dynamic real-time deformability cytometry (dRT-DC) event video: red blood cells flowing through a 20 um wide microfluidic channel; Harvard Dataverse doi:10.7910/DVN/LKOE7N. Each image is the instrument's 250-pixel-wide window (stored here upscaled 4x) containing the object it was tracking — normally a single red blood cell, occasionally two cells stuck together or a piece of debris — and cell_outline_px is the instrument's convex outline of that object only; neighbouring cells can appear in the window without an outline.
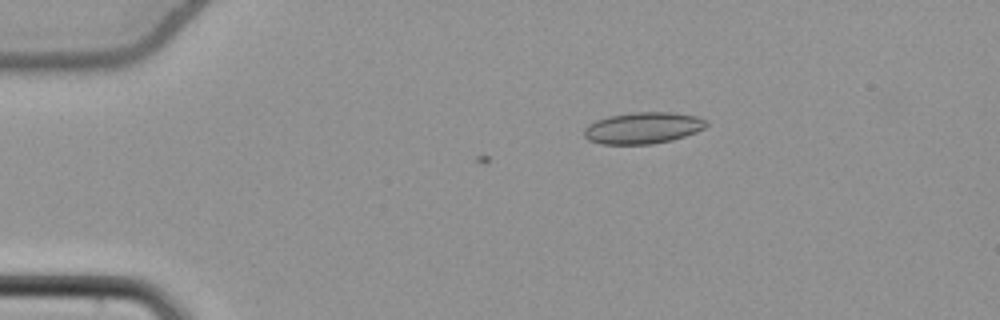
{"species": "common noctule bat (a hibernating species)", "species_latin": "Nyctalus noctula", "temperature_condition": "cold", "stored_images_in_passage": 3, "camera_frame_rate_fps": 3000, "um_per_image_px": 0.085, "animal": {"sex": "female", "body_mass_g": 22.7, "forearm_length_mm": 54.2}, "frame": {"image": 1, "passage_image": 1, "time_ms": 0.0, "image_size_px": [1000, 320], "cell_outline_px": [[708, 124], [704, 128], [696, 132], [672, 140], [652, 144], [600, 144], [588, 140], [584, 136], [584, 128], [588, 124], [596, 120], [608, 116], [632, 112], [672, 112], [696, 116], [708, 120]], "centroid_in_image_um": [54.64, 10.87], "position_along_channel_um": 30.4, "area_um2": 22.6}}